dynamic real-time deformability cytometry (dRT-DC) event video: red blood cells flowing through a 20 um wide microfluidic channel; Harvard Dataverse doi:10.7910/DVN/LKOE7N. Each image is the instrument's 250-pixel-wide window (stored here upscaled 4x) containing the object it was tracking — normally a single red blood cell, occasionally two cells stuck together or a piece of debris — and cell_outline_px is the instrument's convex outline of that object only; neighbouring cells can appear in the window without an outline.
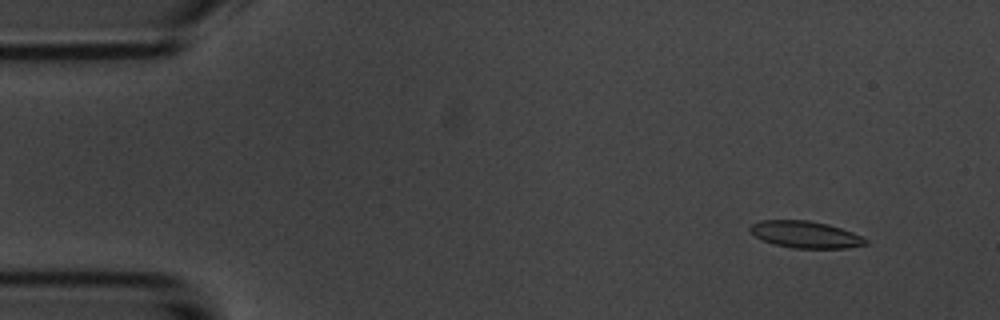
{"species": "common noctule bat (a hibernating species)", "species_latin": "Nyctalus noctula", "temperature_condition": "room temperature", "stored_images_in_passage": 6, "camera_frame_rate_fps": 3000, "um_per_image_px": 0.085, "animal": {"sex": "male", "body_mass_g": 20.1, "forearm_length_mm": 53.5}, "frame": {"image": 1, "passage_image": 2, "time_ms": 1.0, "image_size_px": [1000, 320], "cell_outline_px": [[868, 244], [848, 248], [792, 248], [776, 244], [764, 240], [756, 236], [748, 228], [752, 224], [760, 220], [808, 220], [828, 224], [852, 232], [868, 240]], "centroid_in_image_um": [68.48, 19.93], "position_along_channel_um": 16.5, "area_um2": 17.92}}
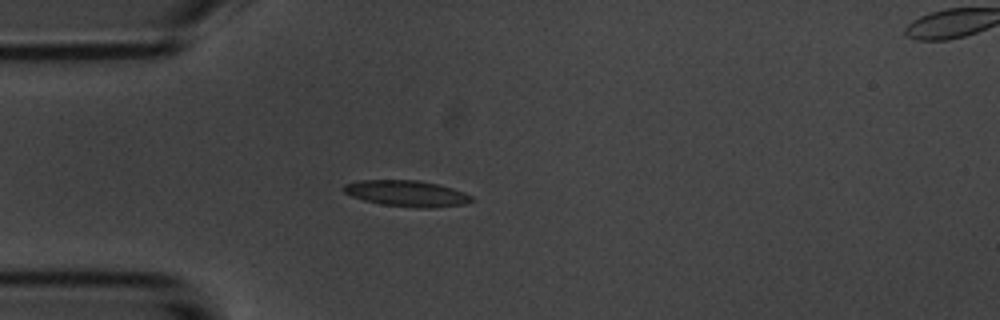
{"frame": {"image": 2, "passage_image": 5, "time_ms": 4.333, "image_size_px": [1000, 320], "cell_outline_px": [[476, 200], [464, 204], [432, 208], [416, 208], [384, 204], [364, 200], [352, 196], [344, 192], [340, 188], [344, 184], [360, 180], [420, 180], [440, 184], [464, 192], [472, 196]], "centroid_in_image_um": [34.6, 16.44], "position_along_channel_um": 50.4, "area_um2": 19.59}}